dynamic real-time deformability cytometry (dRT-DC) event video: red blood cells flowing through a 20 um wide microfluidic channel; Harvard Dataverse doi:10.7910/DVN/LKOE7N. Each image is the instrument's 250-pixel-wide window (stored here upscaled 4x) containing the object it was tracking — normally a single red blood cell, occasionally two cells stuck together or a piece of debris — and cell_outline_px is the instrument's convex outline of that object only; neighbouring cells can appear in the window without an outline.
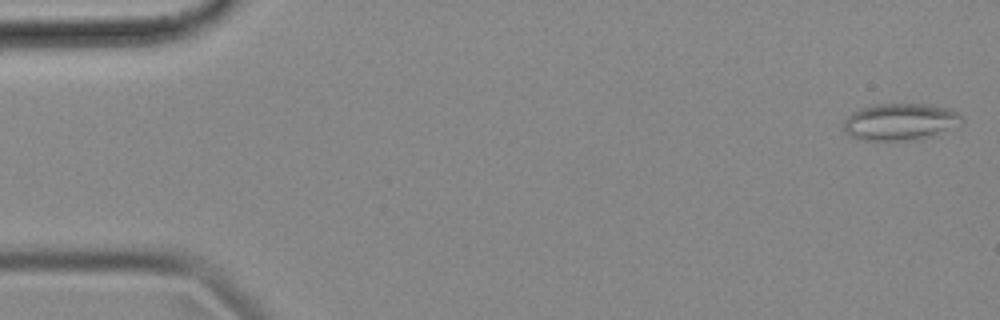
{"species": "common noctule bat (a hibernating species)", "species_latin": "Nyctalus noctula", "temperature_condition": "cold", "stored_images_in_passage": 52, "camera_frame_rate_fps": 3000, "um_per_image_px": 0.085, "animal": {"sex": "female", "body_mass_g": 18.4}, "frame": {"image": 1, "passage_image": 1, "time_ms": 0.0, "image_size_px": [1000, 320], "cell_outline_px": [[964, 120], [960, 124], [924, 136], [900, 140], [864, 140], [852, 136], [844, 128], [844, 120], [852, 112], [860, 108], [876, 104], [924, 104], [944, 108], [956, 112]], "centroid_in_image_um": [76.43, 10.32], "position_along_channel_um": 8.6, "area_um2": 24.33}}
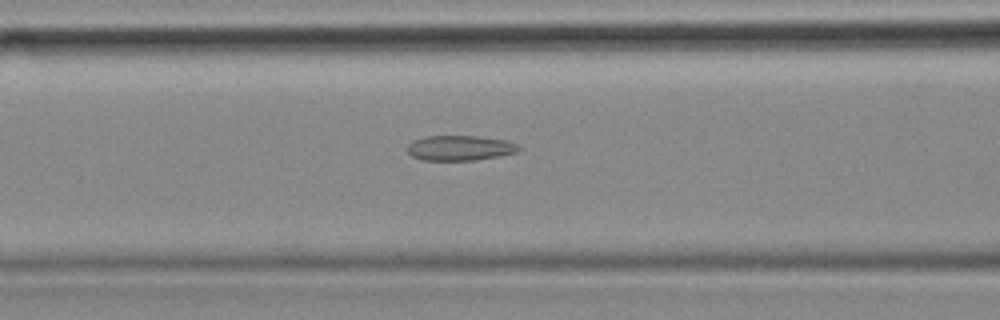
{"frame": {"image": 2, "passage_image": 21, "time_ms": 6.667, "image_size_px": [1000, 320], "cell_outline_px": [[524, 148], [516, 152], [500, 156], [476, 160], [420, 160], [412, 156], [408, 152], [408, 144], [412, 140], [424, 136], [476, 136], [504, 140], [516, 144]], "centroid_in_image_um": [39.08, 12.58], "position_along_channel_um": 127.5, "area_um2": 16.36}}
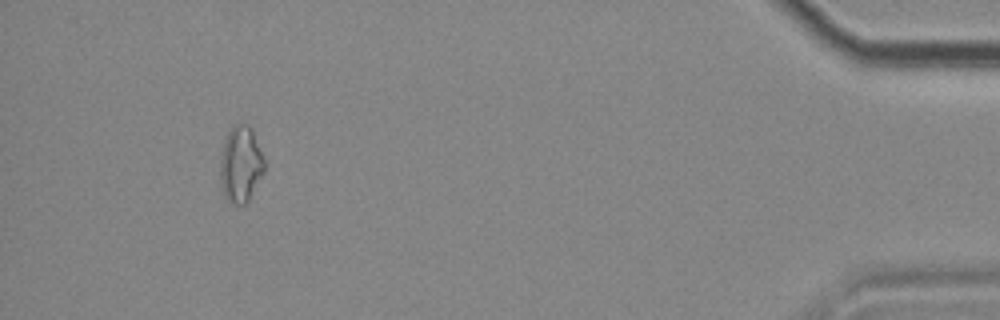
{"frame": {"image": 3, "passage_image": 50, "time_ms": 16.333, "image_size_px": [1000, 320], "cell_outline_px": [[264, 172], [248, 200], [244, 204], [236, 204], [224, 196], [220, 180], [220, 156], [224, 140], [228, 132], [236, 124], [248, 124], [252, 128], [264, 156]], "centroid_in_image_um": [20.46, 13.93], "position_along_channel_um": 414.7, "area_um2": 19.59}, "authors_computed_cell_mechanics": {"area_um2": 16.7909, "velocity_mm_per_s": 3.6766, "shape_relaxation_time_tau1_ms": null, "shape_relaxation_time_tau2_ms": 4.7202, "deformation_change_tau1": null, "deformation_change_tau2": 0.1364}}